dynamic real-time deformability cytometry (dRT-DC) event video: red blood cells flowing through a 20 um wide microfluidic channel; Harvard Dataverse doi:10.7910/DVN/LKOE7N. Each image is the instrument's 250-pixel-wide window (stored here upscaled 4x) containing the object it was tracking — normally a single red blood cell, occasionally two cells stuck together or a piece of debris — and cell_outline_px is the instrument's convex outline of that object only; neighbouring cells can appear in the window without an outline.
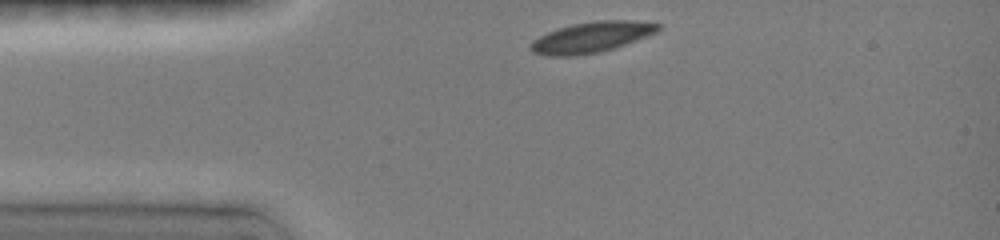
{"species": "common noctule bat (a hibernating species)", "species_latin": "Nyctalus noctula", "temperature_condition": "room temperature", "stored_images_in_passage": 5, "camera_frame_rate_fps": 3000, "um_per_image_px": 0.085, "animal": {"sex": "female", "body_mass_g": 19.0, "forearm_length_mm": 51.5}, "frame": {"image": 1, "passage_image": 1, "time_ms": 0.0, "image_size_px": [1000, 240], "cell_outline_px": [[660, 28], [656, 32], [624, 44], [612, 48], [596, 52], [568, 56], [548, 56], [532, 52], [528, 48], [532, 40], [548, 32], [572, 24], [596, 20], [632, 20], [660, 24]], "centroid_in_image_um": [50.22, 3.15], "position_along_channel_um": 34.8, "area_um2": 22.37}}